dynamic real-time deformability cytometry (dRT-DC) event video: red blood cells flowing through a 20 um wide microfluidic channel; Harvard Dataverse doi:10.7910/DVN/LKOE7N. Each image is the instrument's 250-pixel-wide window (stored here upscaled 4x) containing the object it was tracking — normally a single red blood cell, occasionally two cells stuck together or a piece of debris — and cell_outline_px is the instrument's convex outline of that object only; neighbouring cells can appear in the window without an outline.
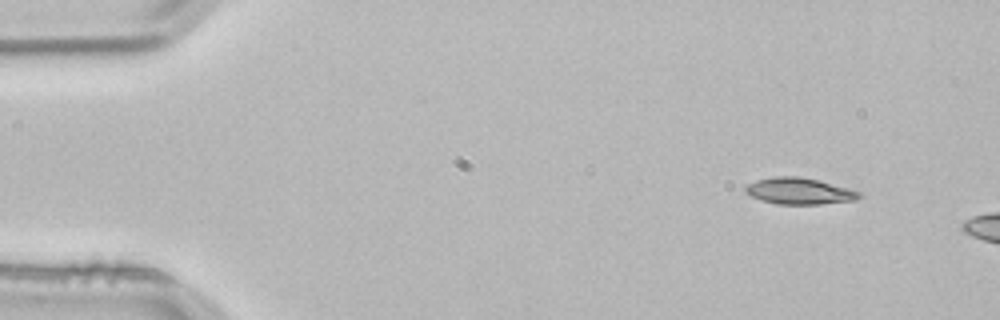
{"species": "common noctule bat (a hibernating species)", "species_latin": "Nyctalus noctula", "temperature_condition": "room temperature", "stored_images_in_passage": 2, "camera_frame_rate_fps": 3000, "um_per_image_px": 0.085, "animal": {"sex": "male", "body_mass_g": 21.5, "forearm_length_mm": 52.0}, "frame": {"image": 1, "passage_image": 1, "time_ms": 0.0, "image_size_px": [1000, 320], "cell_outline_px": [[864, 196], [856, 200], [820, 204], [776, 204], [760, 200], [744, 192], [744, 188], [748, 184], [756, 180], [776, 176], [800, 176], [820, 180], [848, 188], [860, 192]], "centroid_in_image_um": [67.95, 16.24], "position_along_channel_um": 17.1, "area_um2": 17.69}}